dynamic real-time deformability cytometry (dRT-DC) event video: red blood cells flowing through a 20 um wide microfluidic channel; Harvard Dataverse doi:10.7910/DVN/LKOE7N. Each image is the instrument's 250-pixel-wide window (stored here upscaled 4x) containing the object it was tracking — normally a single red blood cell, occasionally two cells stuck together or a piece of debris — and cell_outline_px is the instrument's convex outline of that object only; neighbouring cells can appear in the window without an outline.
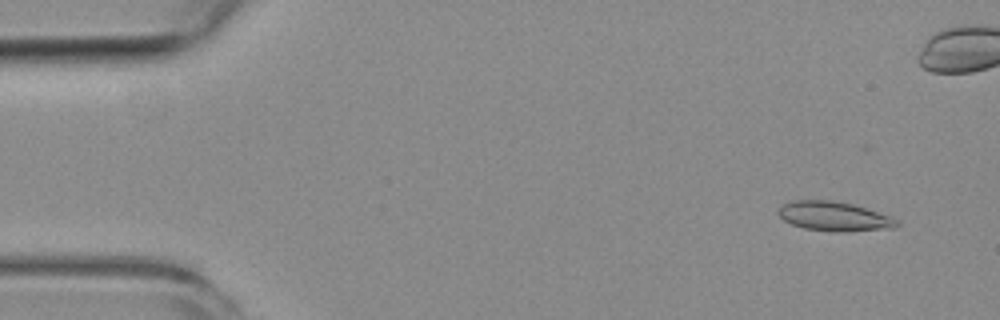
{"species": "common noctule bat (a hibernating species)", "species_latin": "Nyctalus noctula", "temperature_condition": "room temperature", "stored_images_in_passage": 5, "camera_frame_rate_fps": 3000, "um_per_image_px": 0.085, "animal": {"sex": "female", "body_mass_g": 19.3, "forearm_length_mm": 54.1}, "frame": {"image": 1, "passage_image": 1, "time_ms": 0.0, "image_size_px": [1000, 320], "cell_outline_px": [[900, 224], [896, 228], [844, 232], [840, 232], [804, 228], [792, 224], [784, 220], [776, 212], [784, 204], [792, 200], [832, 200], [852, 204], [892, 216]], "centroid_in_image_um": [70.93, 18.39], "position_along_channel_um": 14.1, "area_um2": 20.29}}